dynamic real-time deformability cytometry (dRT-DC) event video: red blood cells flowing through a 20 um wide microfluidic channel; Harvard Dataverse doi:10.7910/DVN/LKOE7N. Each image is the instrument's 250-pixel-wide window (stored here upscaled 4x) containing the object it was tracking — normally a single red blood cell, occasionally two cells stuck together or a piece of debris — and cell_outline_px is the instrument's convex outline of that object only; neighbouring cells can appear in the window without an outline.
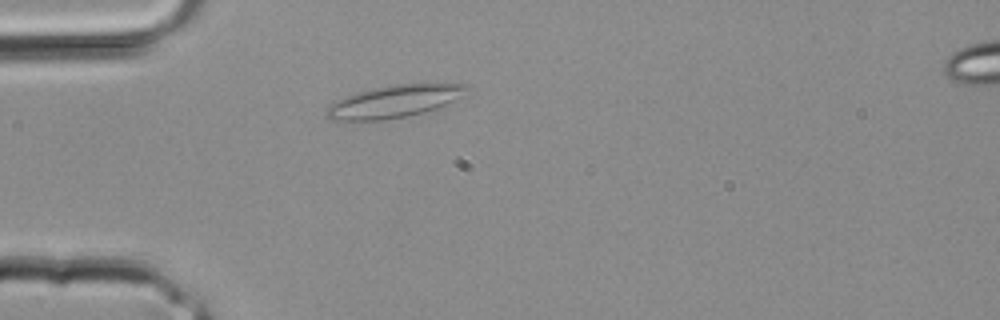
{"species": "common noctule bat (a hibernating species)", "species_latin": "Nyctalus noctula", "temperature_condition": "room temperature", "stored_images_in_passage": 1, "camera_frame_rate_fps": 3000, "um_per_image_px": 0.085, "animal": {"sex": "male", "body_mass_g": 20.4}, "frame": {"image": 1, "passage_image": 1, "time_ms": 0.0, "image_size_px": [1000, 320], "cell_outline_px": [[468, 84], [452, 100], [436, 108], [424, 112], [408, 116], [384, 120], [332, 120], [328, 116], [328, 108], [336, 100], [344, 96], [376, 88], [396, 84], [424, 80], [432, 80]], "centroid_in_image_um": [33.55, 8.56], "position_along_channel_um": 51.4, "area_um2": 26.41}}